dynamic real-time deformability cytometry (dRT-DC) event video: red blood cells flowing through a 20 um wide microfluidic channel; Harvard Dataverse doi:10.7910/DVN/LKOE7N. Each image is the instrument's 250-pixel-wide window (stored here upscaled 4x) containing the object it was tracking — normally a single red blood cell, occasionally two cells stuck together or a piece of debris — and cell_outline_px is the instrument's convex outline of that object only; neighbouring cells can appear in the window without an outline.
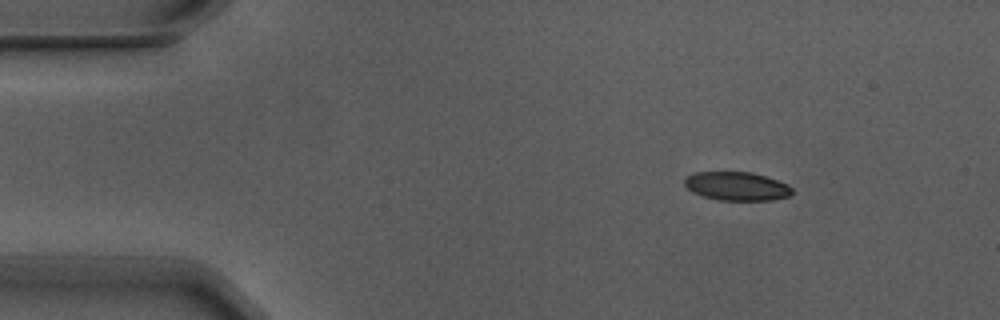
{"species": "Egyptian fruit bat (a non-hibernating species)", "species_latin": "Rousettus aegyptiacus", "temperature_condition": "warm", "stored_images_in_passage": 5, "camera_frame_rate_fps": 3000, "um_per_image_px": 0.085, "animal": {"sex": "male"}, "frame": {"image": 1, "passage_image": 1, "time_ms": 0.0, "image_size_px": [1000, 320], "cell_outline_px": [[792, 192], [788, 196], [772, 200], [720, 200], [704, 196], [692, 192], [684, 184], [684, 180], [688, 176], [696, 172], [752, 172], [788, 184], [792, 188]], "centroid_in_image_um": [62.62, 15.82], "position_along_channel_um": 22.4, "area_um2": 17.74}}
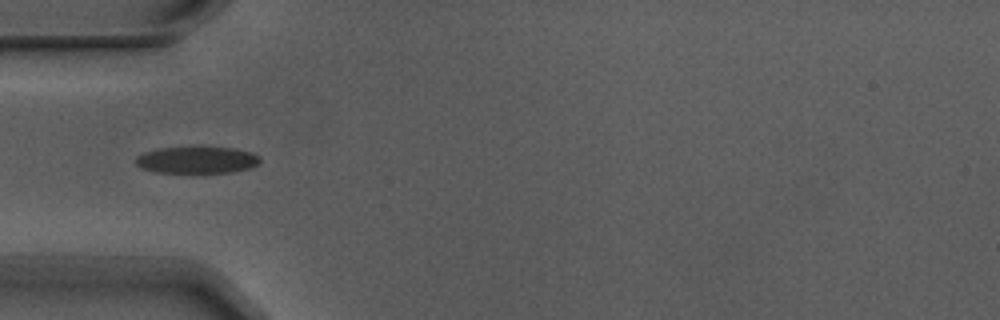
{"frame": {"image": 2, "passage_image": 4, "time_ms": 1.0, "image_size_px": [1000, 320], "cell_outline_px": [[260, 164], [252, 168], [232, 172], [156, 172], [140, 168], [136, 164], [136, 156], [144, 152], [160, 148], [200, 144], [232, 148], [252, 152], [260, 156]], "centroid_in_image_um": [16.77, 13.55], "position_along_channel_um": 68.2, "area_um2": 20.29}}